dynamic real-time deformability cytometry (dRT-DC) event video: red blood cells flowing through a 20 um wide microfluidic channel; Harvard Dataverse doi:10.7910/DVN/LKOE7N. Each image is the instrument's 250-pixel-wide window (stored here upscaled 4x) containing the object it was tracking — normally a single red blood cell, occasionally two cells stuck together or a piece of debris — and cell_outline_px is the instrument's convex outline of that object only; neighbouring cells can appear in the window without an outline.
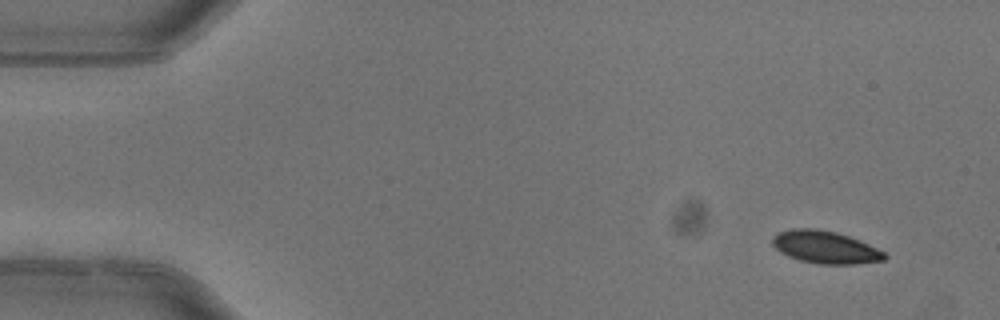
{"species": "common noctule bat (a hibernating species)", "species_latin": "Nyctalus noctula", "temperature_condition": "warm", "stored_images_in_passage": 4, "camera_frame_rate_fps": 3000, "um_per_image_px": 0.085, "animal": {"sex": "female"}, "frame": {"image": 1, "passage_image": 1, "time_ms": 0.0, "image_size_px": [1000, 320], "cell_outline_px": [[888, 256], [884, 260], [856, 264], [820, 264], [800, 260], [788, 256], [780, 252], [772, 244], [772, 236], [780, 232], [792, 228], [812, 228], [836, 232], [860, 240], [884, 252]], "centroid_in_image_um": [70.14, 21.01], "position_along_channel_um": 14.9, "area_um2": 21.15}}
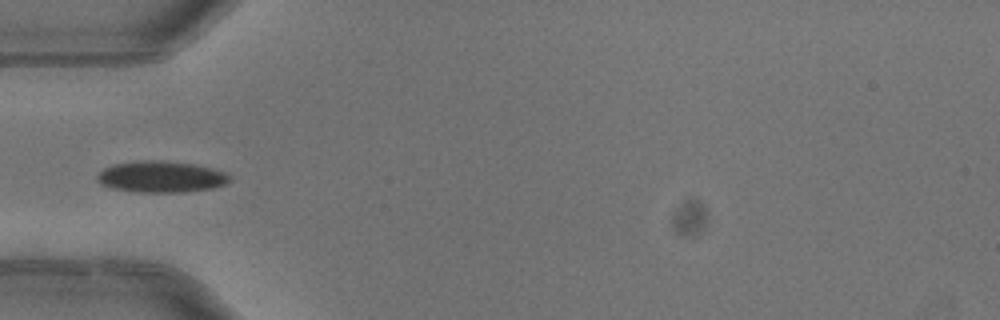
{"frame": {"image": 2, "passage_image": 4, "time_ms": 1.0, "image_size_px": [1000, 320], "cell_outline_px": [[232, 180], [224, 184], [212, 188], [180, 192], [136, 192], [112, 188], [100, 184], [96, 180], [96, 176], [104, 168], [112, 164], [132, 160], [164, 160], [196, 164], [212, 168], [224, 172]], "centroid_in_image_um": [13.64, 15.01], "position_along_channel_um": 71.4, "area_um2": 24.45}}